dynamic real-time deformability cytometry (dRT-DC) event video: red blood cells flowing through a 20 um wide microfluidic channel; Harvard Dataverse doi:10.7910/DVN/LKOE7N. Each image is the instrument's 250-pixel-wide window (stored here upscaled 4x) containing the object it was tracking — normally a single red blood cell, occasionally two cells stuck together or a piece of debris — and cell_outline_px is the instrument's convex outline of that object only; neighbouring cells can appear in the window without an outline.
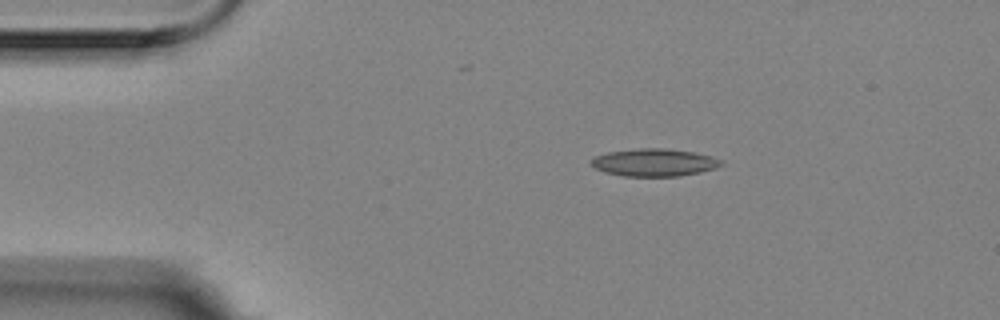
{"species": "Egyptian fruit bat (a non-hibernating species)", "species_latin": "Rousettus aegyptiacus", "temperature_condition": "room temperature", "stored_images_in_passage": 11, "camera_frame_rate_fps": 3000, "um_per_image_px": 0.085, "animal": {"sex": "female"}, "frame": {"image": 1, "passage_image": 1, "time_ms": 0.0, "image_size_px": [1000, 320], "cell_outline_px": [[724, 164], [716, 168], [700, 172], [680, 176], [624, 176], [604, 172], [596, 168], [588, 160], [592, 156], [608, 152], [640, 148], [664, 148], [692, 152], [712, 156], [720, 160]], "centroid_in_image_um": [55.58, 13.81], "position_along_channel_um": 29.4, "area_um2": 20.92}}
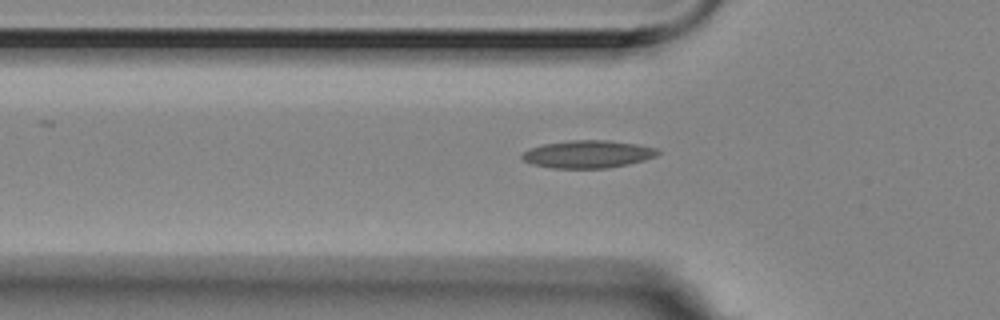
{"frame": {"image": 2, "passage_image": 9, "time_ms": 2.667, "image_size_px": [1000, 320], "cell_outline_px": [[660, 152], [656, 156], [644, 160], [628, 164], [608, 168], [552, 168], [532, 164], [524, 160], [520, 156], [524, 152], [532, 148], [544, 144], [568, 140], [608, 140], [636, 144], [656, 148]], "centroid_in_image_um": [49.97, 13.1], "position_along_channel_um": 75.8, "area_um2": 21.73}}